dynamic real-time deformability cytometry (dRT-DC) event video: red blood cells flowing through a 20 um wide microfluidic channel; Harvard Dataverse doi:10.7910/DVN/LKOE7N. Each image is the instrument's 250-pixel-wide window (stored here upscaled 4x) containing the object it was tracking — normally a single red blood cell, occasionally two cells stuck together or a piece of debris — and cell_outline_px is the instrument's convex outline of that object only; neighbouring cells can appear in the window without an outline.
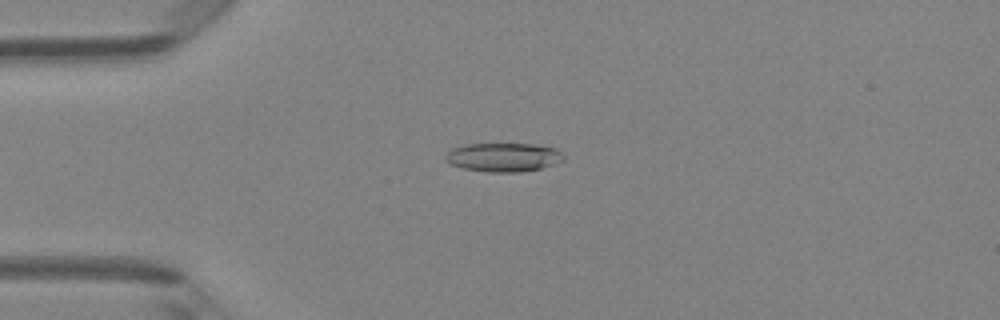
{"species": "Egyptian fruit bat (a non-hibernating species)", "species_latin": "Rousettus aegyptiacus", "temperature_condition": "room temperature", "stored_images_in_passage": 48, "camera_frame_rate_fps": 3000, "um_per_image_px": 0.085, "animal": {"sex": "female"}, "frame": {"image": 1, "passage_image": 12, "time_ms": 3.667, "image_size_px": [1000, 320], "cell_outline_px": [[564, 160], [556, 164], [540, 168], [516, 172], [488, 172], [464, 168], [452, 164], [444, 160], [444, 156], [452, 148], [468, 144], [532, 144], [556, 148], [564, 156]], "centroid_in_image_um": [42.8, 13.36], "position_along_channel_um": 42.2, "area_um2": 19.71}}
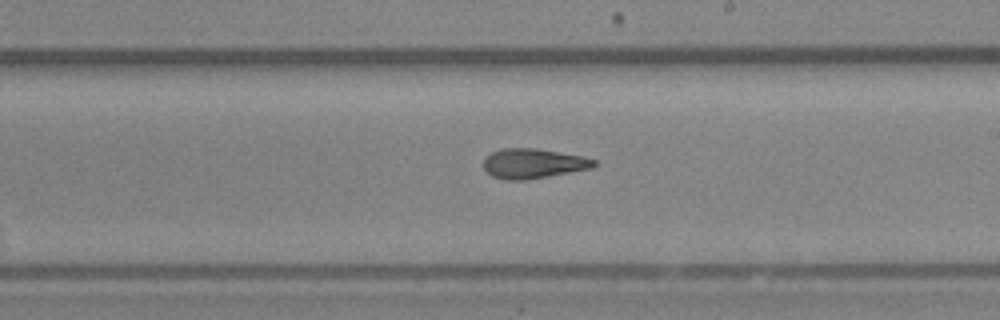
{"frame": {"image": 2, "passage_image": 28, "time_ms": 9.0, "image_size_px": [1000, 320], "cell_outline_px": [[596, 164], [592, 168], [548, 176], [524, 180], [504, 180], [492, 176], [484, 168], [484, 156], [492, 152], [504, 148], [536, 148], [584, 156], [596, 160]], "centroid_in_image_um": [45.31, 13.89], "position_along_channel_um": 243.7, "area_um2": 19.19}}
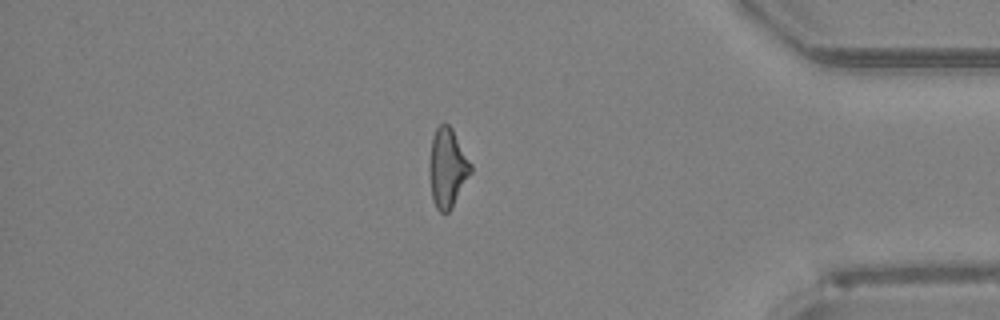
{"frame": {"image": 3, "passage_image": 41, "time_ms": 13.333, "image_size_px": [1000, 320], "cell_outline_px": [[472, 172], [452, 208], [448, 212], [440, 212], [436, 208], [432, 200], [432, 136], [436, 128], [444, 120], [452, 128], [472, 164]], "centroid_in_image_um": [38.09, 14.26], "position_along_channel_um": 397.1, "area_um2": 18.5}, "authors_computed_cell_mechanics": {"area_um2": 19.5364, "velocity_mm_per_s": 4.2432, "shape_relaxation_time_tau1_ms": null, "shape_relaxation_time_tau2_ms": 3.7697, "deformation_change_tau1": null, "deformation_change_tau2": 0.1457}}